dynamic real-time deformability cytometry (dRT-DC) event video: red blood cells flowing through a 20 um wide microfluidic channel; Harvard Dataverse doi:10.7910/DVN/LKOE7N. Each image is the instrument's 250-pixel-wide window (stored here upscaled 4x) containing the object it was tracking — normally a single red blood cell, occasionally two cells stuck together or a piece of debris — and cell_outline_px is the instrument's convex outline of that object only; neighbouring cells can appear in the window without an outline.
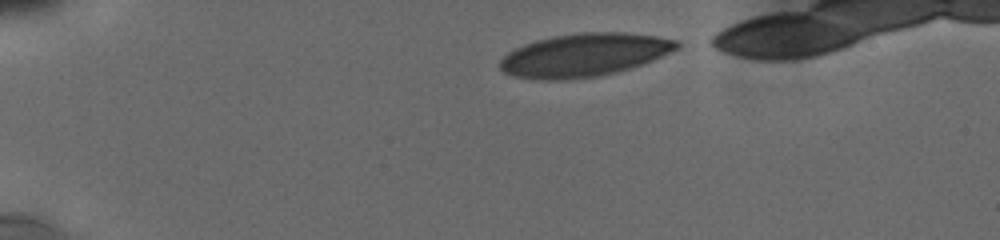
{"species": "human", "species_latin": "Homo sapiens", "temperature_condition": "cold", "stored_images_in_passage": 10, "camera_frame_rate_fps": 3000, "um_per_image_px": 0.085, "donor": {"sex": "male"}, "frame": {"image": 1, "passage_image": 1, "time_ms": 0.0, "image_size_px": [1000, 240], "cell_outline_px": [[680, 48], [652, 60], [616, 72], [600, 76], [568, 80], [536, 80], [516, 76], [504, 72], [500, 68], [500, 60], [508, 52], [516, 48], [536, 40], [556, 36], [584, 32], [620, 32], [656, 36], [680, 40]], "centroid_in_image_um": [49.67, 4.68], "position_along_channel_um": 35.3, "area_um2": 44.27}}
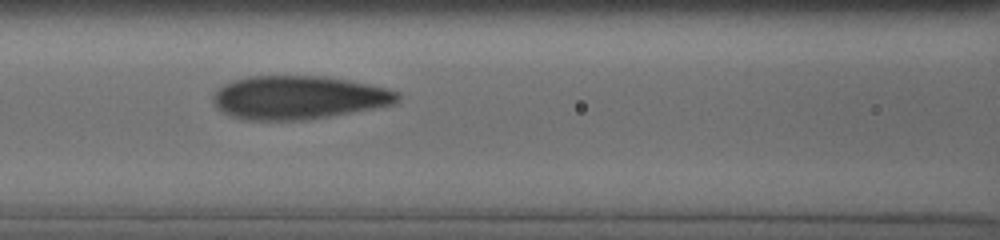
{"frame": {"image": 2, "passage_image": 7, "time_ms": 4.667, "image_size_px": [1000, 240], "cell_outline_px": [[400, 100], [396, 104], [328, 116], [300, 120], [244, 120], [232, 116], [224, 112], [212, 100], [212, 96], [224, 84], [232, 80], [248, 76], [328, 76], [388, 88], [400, 92]], "centroid_in_image_um": [25.4, 8.28], "position_along_channel_um": 141.2, "area_um2": 46.59}}
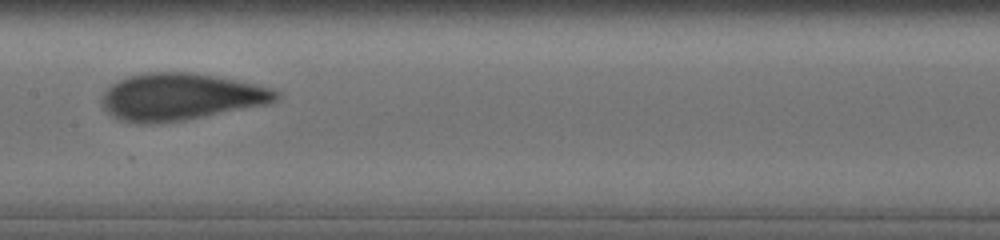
{"frame": {"image": 3, "passage_image": 9, "time_ms": 6.0, "image_size_px": [1000, 240], "cell_outline_px": [[280, 100], [268, 104], [184, 120], [148, 124], [136, 124], [120, 120], [112, 116], [100, 104], [100, 100], [104, 92], [112, 84], [128, 76], [148, 72], [192, 72], [216, 76], [256, 84], [272, 88], [280, 92]], "centroid_in_image_um": [15.36, 8.23], "position_along_channel_um": 192.0, "area_um2": 47.97}}